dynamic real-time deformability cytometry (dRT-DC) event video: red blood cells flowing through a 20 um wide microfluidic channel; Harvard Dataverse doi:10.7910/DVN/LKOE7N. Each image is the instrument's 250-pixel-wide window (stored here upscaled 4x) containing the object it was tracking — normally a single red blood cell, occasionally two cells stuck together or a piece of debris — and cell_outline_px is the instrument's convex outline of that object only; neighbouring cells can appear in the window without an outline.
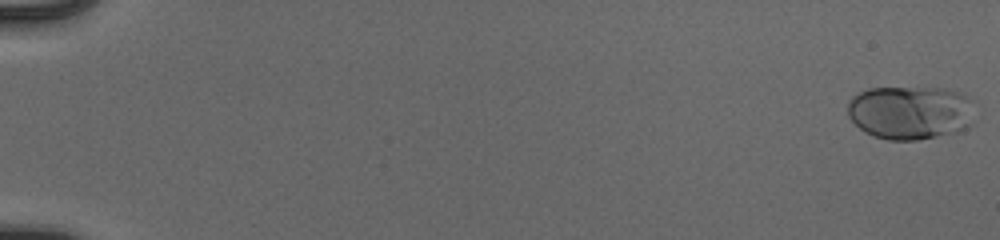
{"species": "human", "species_latin": "Homo sapiens", "temperature_condition": "cold", "stored_images_in_passage": 55, "camera_frame_rate_fps": 3000, "um_per_image_px": 0.085, "donor": {"sex": "male"}, "frame": {"image": 1, "passage_image": 1, "time_ms": 0.0, "image_size_px": [1000, 240], "cell_outline_px": [[976, 100], [972, 124], [956, 132], [916, 140], [888, 140], [872, 136], [864, 132], [848, 116], [848, 100], [852, 96], [868, 88], [944, 88], [964, 92]], "centroid_in_image_um": [77.44, 9.54], "position_along_channel_um": 7.6, "area_um2": 40.58}}
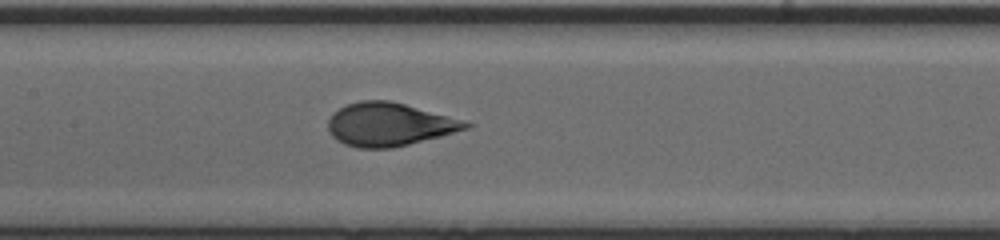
{"frame": {"image": 2, "passage_image": 29, "time_ms": 9.333, "image_size_px": [1000, 240], "cell_outline_px": [[472, 124], [468, 128], [440, 136], [392, 148], [356, 148], [344, 144], [336, 140], [332, 136], [328, 128], [328, 120], [332, 112], [348, 104], [360, 100], [388, 100], [404, 104], [464, 120]], "centroid_in_image_um": [33.03, 10.58], "position_along_channel_um": 174.4, "area_um2": 34.45}}
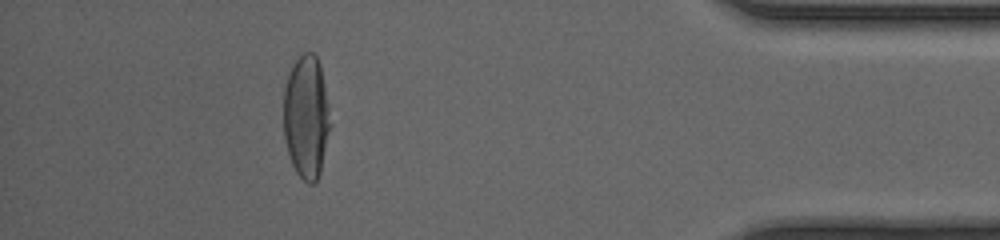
{"frame": {"image": 3, "passage_image": 50, "time_ms": 16.333, "image_size_px": [1000, 240], "cell_outline_px": [[332, 124], [320, 172], [316, 180], [312, 184], [308, 184], [296, 172], [292, 164], [284, 140], [284, 88], [288, 76], [296, 60], [304, 52], [312, 52], [316, 56], [320, 64]], "centroid_in_image_um": [26.05, 9.96], "position_along_channel_um": 409.1, "area_um2": 33.58}, "authors_computed_cell_mechanics": {"area_um2": 34.4488, "velocity_mm_per_s": 3.9356, "shape_relaxation_time_tau1_ms": 7.5112, "shape_relaxation_time_tau2_ms": null, "deformation_change_tau1": 0.2812, "deformation_change_tau2": null}}